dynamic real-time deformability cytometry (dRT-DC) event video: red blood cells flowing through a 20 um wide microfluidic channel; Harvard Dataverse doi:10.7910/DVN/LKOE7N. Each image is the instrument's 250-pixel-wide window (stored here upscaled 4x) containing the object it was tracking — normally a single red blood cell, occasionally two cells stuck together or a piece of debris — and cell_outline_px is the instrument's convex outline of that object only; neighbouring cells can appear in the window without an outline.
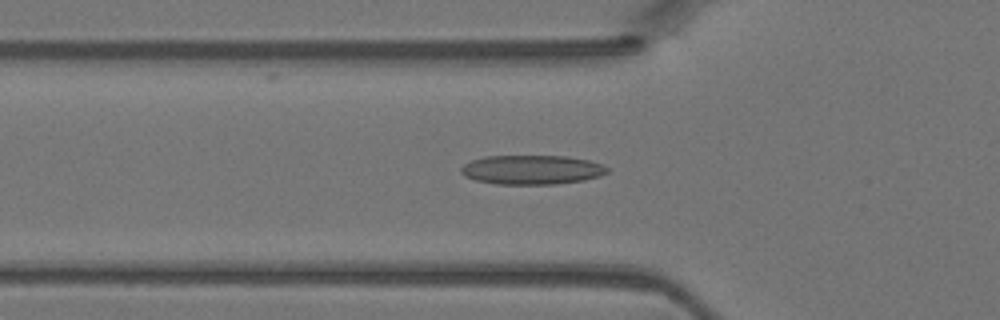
{"species": "Egyptian fruit bat (a non-hibernating species)", "species_latin": "Rousettus aegyptiacus", "temperature_condition": "warm", "stored_images_in_passage": 33, "camera_frame_rate_fps": 3000, "um_per_image_px": 0.085, "animal": {"sex": "female"}, "frame": {"image": 1, "passage_image": 3, "time_ms": 0.667, "image_size_px": [1000, 320], "cell_outline_px": [[608, 172], [600, 176], [584, 180], [556, 184], [496, 184], [476, 180], [464, 176], [460, 172], [460, 168], [464, 164], [472, 160], [484, 156], [568, 156], [588, 160], [600, 164], [608, 168]], "centroid_in_image_um": [45.18, 14.43], "position_along_channel_um": 80.6, "area_um2": 24.97}}
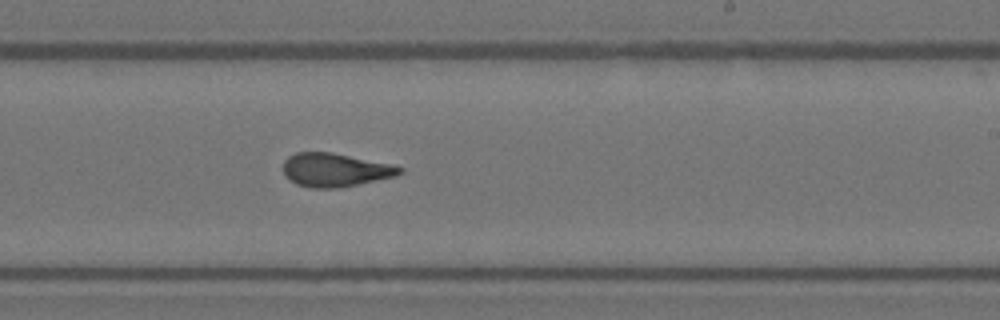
{"frame": {"image": 2, "passage_image": 15, "time_ms": 4.667, "image_size_px": [1000, 320], "cell_outline_px": [[404, 172], [396, 176], [340, 188], [308, 188], [296, 184], [288, 180], [284, 176], [284, 160], [288, 156], [296, 152], [332, 152], [392, 164], [404, 168]], "centroid_in_image_um": [28.48, 14.45], "position_along_channel_um": 260.5, "area_um2": 23.06}}
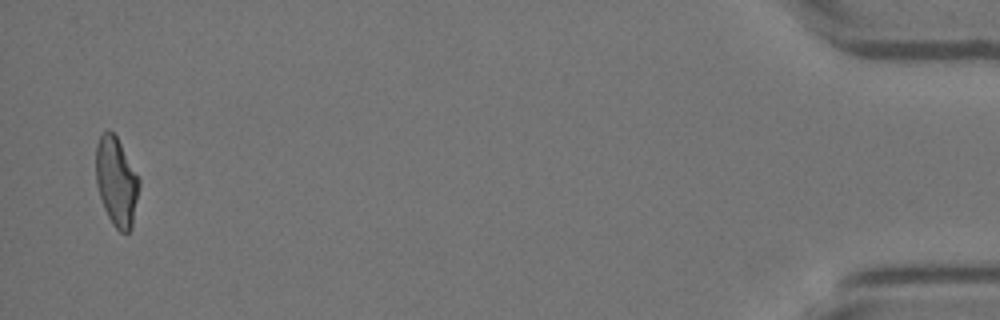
{"frame": {"image": 3, "passage_image": 32, "time_ms": 10.333, "image_size_px": [1000, 320], "cell_outline_px": [[140, 184], [132, 228], [128, 232], [120, 232], [112, 224], [104, 208], [96, 184], [96, 144], [100, 136], [108, 128], [116, 136], [140, 180]], "centroid_in_image_um": [9.89, 15.45], "position_along_channel_um": 425.3, "area_um2": 22.25}}